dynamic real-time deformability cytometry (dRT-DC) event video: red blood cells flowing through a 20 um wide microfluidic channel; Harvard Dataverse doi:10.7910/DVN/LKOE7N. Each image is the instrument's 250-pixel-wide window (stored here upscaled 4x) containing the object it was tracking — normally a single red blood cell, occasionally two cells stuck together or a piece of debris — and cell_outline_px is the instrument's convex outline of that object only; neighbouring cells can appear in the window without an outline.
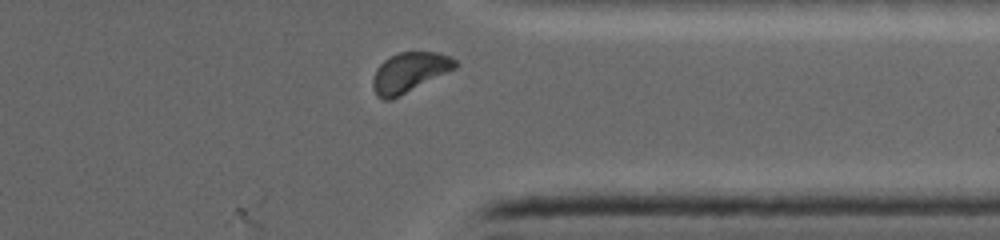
{"species": "common noctule bat (a hibernating species)", "species_latin": "Nyctalus noctula", "temperature_condition": "warm", "stored_images_in_passage": 32, "segment_of_instrument_passage": [3, 3], "camera_frame_rate_fps": 5000, "um_per_image_px": 0.085, "animal": {"sex": "female", "body_mass_g": 19.0, "forearm_length_mm": 53.3}, "frame": {"image": 1, "passage_image": 32, "time_ms": 8.4, "image_size_px": [1000, 240], "cell_outline_px": [[456, 68], [388, 100], [384, 100], [376, 92], [372, 84], [372, 80], [376, 68], [384, 60], [400, 52], [436, 52], [452, 56], [456, 60]], "centroid_in_image_um": [34.81, 6.11], "position_along_channel_um": 376.6, "area_um2": 18.5}}